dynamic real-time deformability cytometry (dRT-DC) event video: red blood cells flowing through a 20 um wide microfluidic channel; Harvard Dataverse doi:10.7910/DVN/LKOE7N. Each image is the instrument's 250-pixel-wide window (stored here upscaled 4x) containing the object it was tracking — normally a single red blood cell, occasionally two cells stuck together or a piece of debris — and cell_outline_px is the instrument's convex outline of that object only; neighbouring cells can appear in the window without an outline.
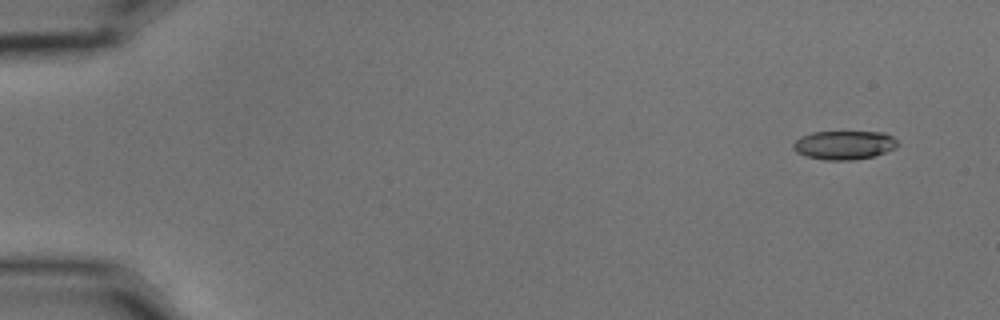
{"species": "common noctule bat (a hibernating species)", "species_latin": "Nyctalus noctula", "temperature_condition": "cold", "stored_images_in_passage": 4, "camera_frame_rate_fps": 3000, "um_per_image_px": 0.085, "animal": {"sex": "male", "body_mass_g": 15.6}, "frame": {"image": 1, "passage_image": 1, "time_ms": 0.0, "image_size_px": [1000, 320], "cell_outline_px": [[900, 144], [896, 148], [872, 156], [852, 160], [824, 160], [808, 156], [796, 152], [792, 148], [792, 144], [800, 136], [812, 132], [884, 132], [892, 136]], "centroid_in_image_um": [71.74, 12.32], "position_along_channel_um": 13.3, "area_um2": 17.51}}
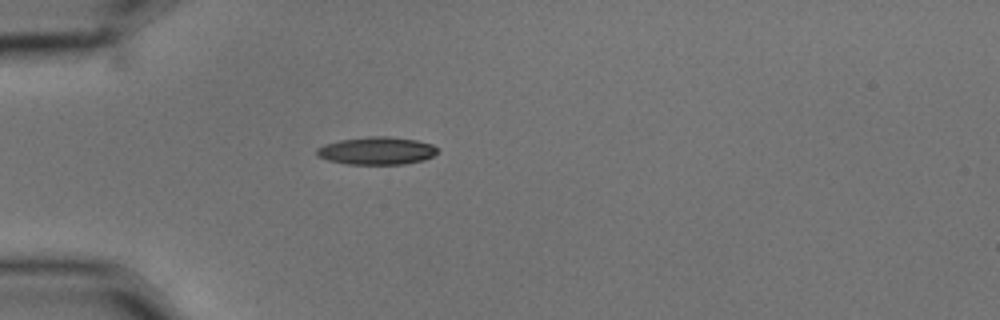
{"frame": {"image": 2, "passage_image": 4, "time_ms": 1.0, "image_size_px": [1000, 320], "cell_outline_px": [[440, 148], [432, 156], [424, 160], [404, 164], [348, 164], [328, 160], [316, 156], [316, 148], [324, 144], [340, 140], [368, 136], [388, 136], [416, 140], [432, 144]], "centroid_in_image_um": [32.01, 12.81], "position_along_channel_um": 53.0, "area_um2": 19.59}}